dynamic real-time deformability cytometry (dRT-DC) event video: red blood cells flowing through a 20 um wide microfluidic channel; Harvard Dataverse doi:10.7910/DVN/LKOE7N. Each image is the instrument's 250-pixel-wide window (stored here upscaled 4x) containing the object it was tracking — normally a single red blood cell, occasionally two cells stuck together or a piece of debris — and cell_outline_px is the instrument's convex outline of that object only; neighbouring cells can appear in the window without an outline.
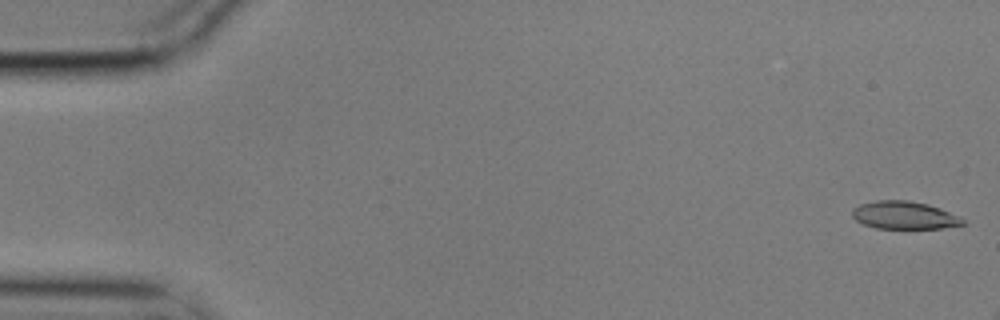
{"species": "common noctule bat (a hibernating species)", "species_latin": "Nyctalus noctula", "temperature_condition": "cold", "stored_images_in_passage": 6, "camera_frame_rate_fps": 3000, "um_per_image_px": 0.085, "animal": {"sex": "male", "body_mass_g": 17.9}, "frame": {"image": 1, "passage_image": 1, "time_ms": 0.0, "image_size_px": [1000, 320], "cell_outline_px": [[964, 224], [940, 228], [876, 228], [864, 224], [856, 220], [852, 216], [852, 208], [860, 204], [876, 200], [908, 200], [928, 204], [940, 208], [960, 216], [964, 220]], "centroid_in_image_um": [76.85, 18.28], "position_along_channel_um": 8.2, "area_um2": 17.86}}